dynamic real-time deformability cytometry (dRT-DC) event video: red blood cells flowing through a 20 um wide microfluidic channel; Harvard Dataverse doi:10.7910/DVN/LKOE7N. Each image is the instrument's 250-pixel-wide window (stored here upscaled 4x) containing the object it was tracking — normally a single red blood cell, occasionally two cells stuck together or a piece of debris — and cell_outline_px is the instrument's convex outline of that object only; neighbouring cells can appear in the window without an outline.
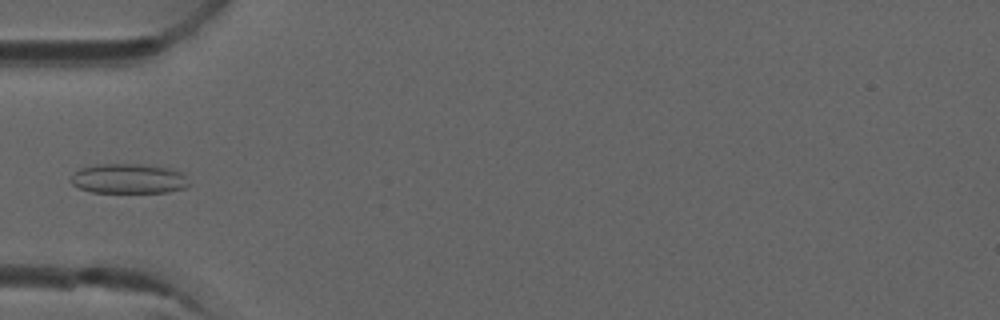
{"species": "common noctule bat (a hibernating species)", "species_latin": "Nyctalus noctula", "temperature_condition": "room temperature", "stored_images_in_passage": 4, "camera_frame_rate_fps": 3000, "um_per_image_px": 0.085, "animal": {"sex": "male", "forearm_length_mm": 52.5}, "frame": {"image": 1, "passage_image": 4, "time_ms": 1.0, "image_size_px": [1000, 320], "cell_outline_px": [[192, 184], [184, 188], [168, 192], [92, 192], [80, 188], [72, 184], [68, 180], [72, 172], [80, 168], [96, 164], [136, 164], [168, 168], [180, 172]], "centroid_in_image_um": [10.88, 15.19], "position_along_channel_um": 74.1, "area_um2": 20.58}}